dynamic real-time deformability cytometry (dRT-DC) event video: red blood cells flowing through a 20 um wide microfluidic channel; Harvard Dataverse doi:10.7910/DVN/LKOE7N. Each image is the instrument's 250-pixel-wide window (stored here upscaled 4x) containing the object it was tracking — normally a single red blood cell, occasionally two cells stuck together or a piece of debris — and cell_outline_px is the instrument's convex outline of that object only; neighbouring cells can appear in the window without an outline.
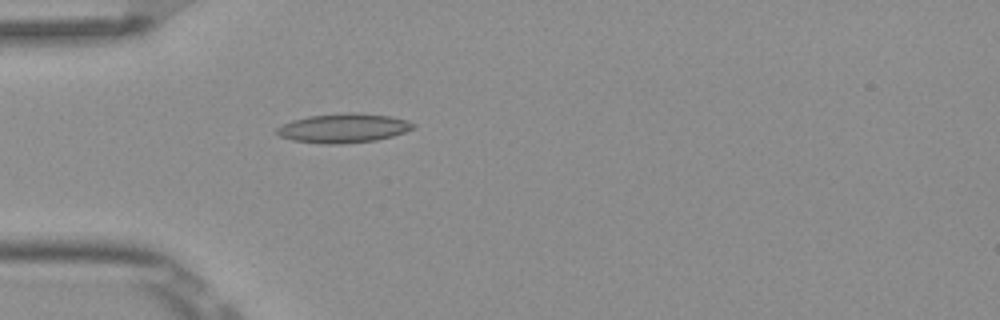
{"species": "Egyptian fruit bat (a non-hibernating species)", "species_latin": "Rousettus aegyptiacus", "temperature_condition": "room temperature", "stored_images_in_passage": 4, "camera_frame_rate_fps": 3000, "um_per_image_px": 0.085, "frame": {"image": 1, "passage_image": 4, "time_ms": 1.0, "image_size_px": [1000, 320], "cell_outline_px": [[416, 128], [392, 136], [376, 140], [340, 144], [320, 144], [292, 140], [280, 136], [276, 132], [276, 128], [292, 120], [308, 116], [348, 112], [352, 112], [392, 116], [408, 120], [416, 124]], "centroid_in_image_um": [29.22, 10.89], "position_along_channel_um": 55.8, "area_um2": 23.35}}